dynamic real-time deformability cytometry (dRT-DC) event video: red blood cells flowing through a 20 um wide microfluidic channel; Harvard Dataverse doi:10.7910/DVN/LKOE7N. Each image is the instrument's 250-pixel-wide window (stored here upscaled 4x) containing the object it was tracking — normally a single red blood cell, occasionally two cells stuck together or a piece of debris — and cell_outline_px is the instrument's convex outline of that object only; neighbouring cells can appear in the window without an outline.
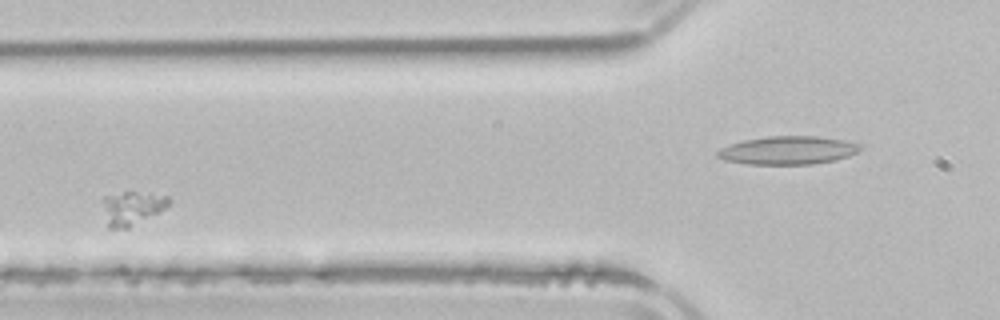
{"species": "common noctule bat (a hibernating species)", "species_latin": "Nyctalus noctula", "temperature_condition": "room temperature", "stored_images_in_passage": 3, "camera_frame_rate_fps": 3000, "um_per_image_px": 0.085, "animal": {"sex": "male", "body_mass_g": 21.5, "forearm_length_mm": 52.0}, "frame": {"image": 1, "passage_image": 2, "time_ms": 1.333, "image_size_px": [1000, 320], "cell_outline_px": [[172, 200], [160, 212], [128, 228], [108, 228], [104, 208], [104, 196], [124, 192], [148, 192], [168, 196]], "centroid_in_image_um": [11.27, 17.67], "position_along_channel_um": 114.5, "area_um2": 12.89}}